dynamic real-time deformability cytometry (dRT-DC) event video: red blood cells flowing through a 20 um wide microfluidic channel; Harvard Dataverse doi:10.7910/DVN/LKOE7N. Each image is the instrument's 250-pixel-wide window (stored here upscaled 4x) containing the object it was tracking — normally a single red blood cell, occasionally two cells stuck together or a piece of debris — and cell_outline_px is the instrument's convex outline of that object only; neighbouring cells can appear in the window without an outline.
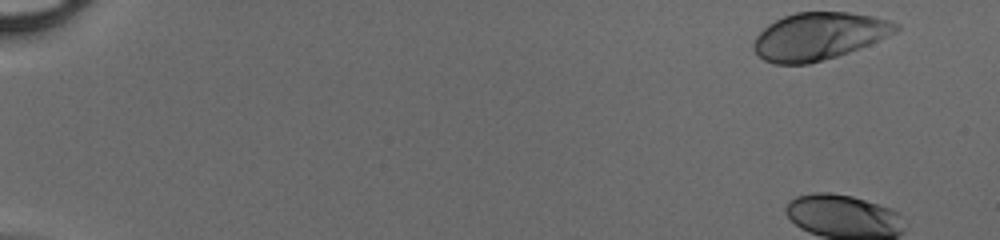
{"species": "human", "species_latin": "Homo sapiens", "temperature_condition": "cold", "stored_images_in_passage": 7, "camera_frame_rate_fps": 3000, "um_per_image_px": 0.085, "donor": {"sex": "male"}, "frame": {"image": 1, "passage_image": 1, "time_ms": 0.0, "image_size_px": [1000, 240], "cell_outline_px": [[900, 28], [896, 32], [860, 48], [836, 56], [808, 64], [772, 64], [764, 60], [752, 48], [752, 44], [756, 36], [768, 24], [784, 16], [796, 12], [848, 12], [872, 16], [888, 20], [900, 24]], "centroid_in_image_um": [69.59, 3.07], "position_along_channel_um": 15.4, "area_um2": 39.13}}